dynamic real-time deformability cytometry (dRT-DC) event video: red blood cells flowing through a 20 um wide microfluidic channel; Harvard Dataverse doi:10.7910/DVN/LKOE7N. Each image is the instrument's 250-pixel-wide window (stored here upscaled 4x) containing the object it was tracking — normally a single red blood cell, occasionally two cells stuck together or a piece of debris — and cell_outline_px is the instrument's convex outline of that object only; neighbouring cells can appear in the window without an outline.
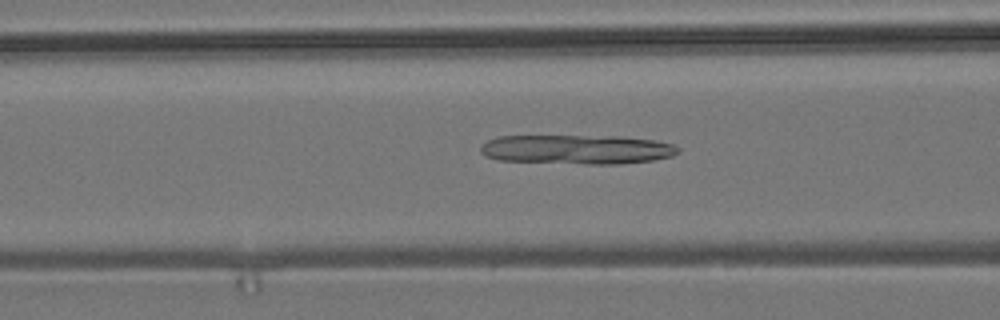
{"species": "common noctule bat (a hibernating species)", "species_latin": "Nyctalus noctula", "temperature_condition": "room temperature", "stored_images_in_passage": 54, "camera_frame_rate_fps": 3000, "um_per_image_px": 0.085, "animal": {"sex": "male", "body_mass_g": 19.2, "forearm_length_mm": 51.8}, "frame": {"image": 1, "passage_image": 21, "time_ms": 6.667, "image_size_px": [1000, 320], "cell_outline_px": [[680, 152], [672, 156], [652, 160], [620, 164], [588, 164], [500, 160], [484, 156], [480, 152], [480, 144], [496, 136], [620, 136], [656, 140], [672, 144], [680, 148]], "centroid_in_image_um": [49.04, 12.69], "position_along_channel_um": 117.6, "area_um2": 34.04}}
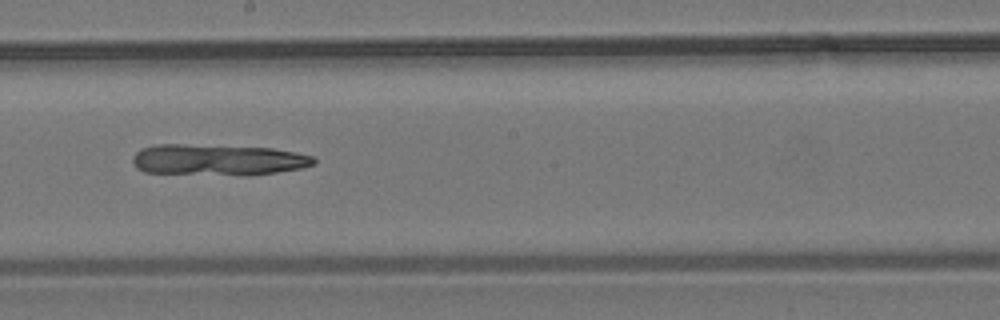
{"frame": {"image": 2, "passage_image": 30, "time_ms": 9.667, "image_size_px": [1000, 320], "cell_outline_px": [[316, 164], [300, 168], [252, 176], [240, 176], [144, 172], [136, 168], [132, 160], [132, 156], [140, 148], [156, 144], [184, 144], [272, 148], [296, 152], [312, 156], [316, 160]], "centroid_in_image_um": [18.5, 13.59], "position_along_channel_um": 229.7, "area_um2": 33.35}}
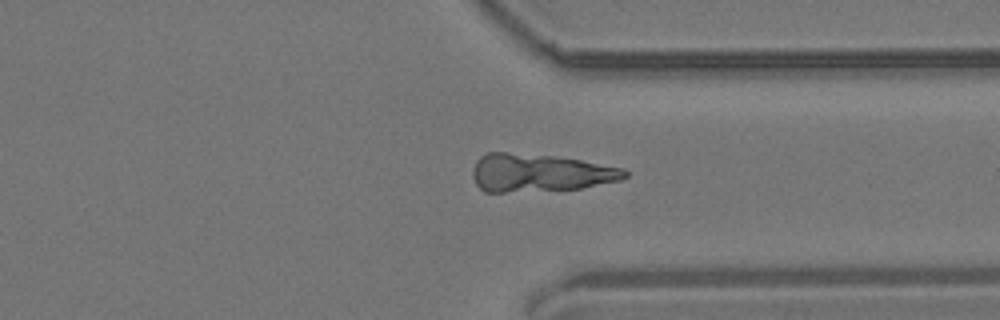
{"frame": {"image": 3, "passage_image": 41, "time_ms": 13.333, "image_size_px": [1000, 320], "cell_outline_px": [[628, 176], [620, 180], [580, 188], [504, 192], [484, 192], [476, 184], [472, 176], [472, 168], [476, 160], [480, 156], [488, 152], [508, 152], [552, 156], [580, 160], [624, 168], [628, 172]], "centroid_in_image_um": [45.84, 14.68], "position_along_channel_um": 365.6, "area_um2": 33.47}}